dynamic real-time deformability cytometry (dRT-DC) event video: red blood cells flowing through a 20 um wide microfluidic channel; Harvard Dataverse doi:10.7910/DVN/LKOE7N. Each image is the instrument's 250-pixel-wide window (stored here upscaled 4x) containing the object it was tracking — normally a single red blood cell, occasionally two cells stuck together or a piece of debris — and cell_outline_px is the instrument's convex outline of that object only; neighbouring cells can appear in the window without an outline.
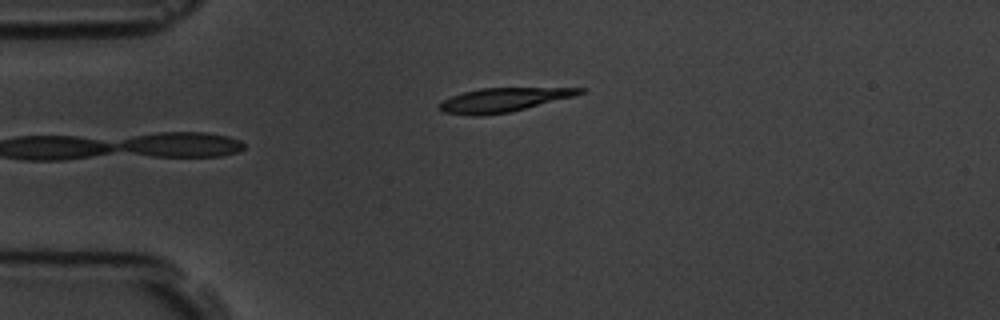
{"species": "common noctule bat (a hibernating species)", "species_latin": "Nyctalus noctula", "temperature_condition": "room temperature", "stored_images_in_passage": 5, "camera_frame_rate_fps": 3000, "um_per_image_px": 0.085, "animal": {"sex": "male", "body_mass_g": 19.5, "forearm_length_mm": 54.6}, "frame": {"image": 1, "passage_image": 5, "time_ms": 4.667, "image_size_px": [1000, 320], "cell_outline_px": [[588, 88], [584, 92], [576, 96], [508, 112], [480, 116], [472, 116], [444, 112], [440, 108], [440, 104], [444, 100], [452, 96], [464, 92], [480, 88]], "centroid_in_image_um": [42.82, 8.49], "position_along_channel_um": 42.2, "area_um2": 19.31}}